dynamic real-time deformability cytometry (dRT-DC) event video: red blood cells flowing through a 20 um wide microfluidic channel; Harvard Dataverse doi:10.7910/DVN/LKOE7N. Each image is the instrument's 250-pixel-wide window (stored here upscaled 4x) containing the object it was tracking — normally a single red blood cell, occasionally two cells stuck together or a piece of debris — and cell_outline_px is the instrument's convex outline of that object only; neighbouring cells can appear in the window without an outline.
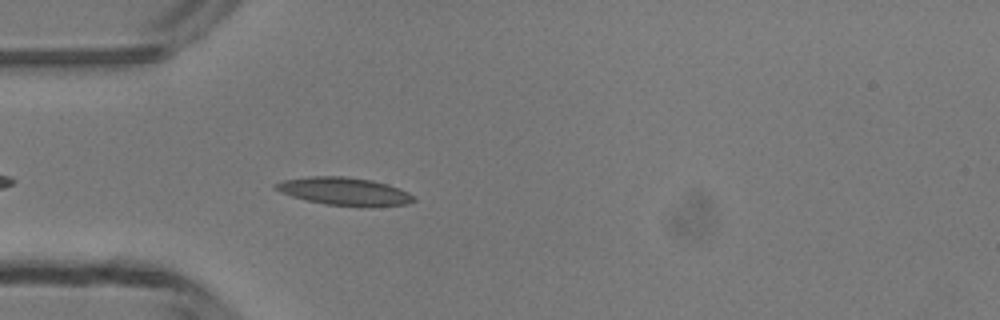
{"species": "common noctule bat (a hibernating species)", "species_latin": "Nyctalus noctula", "temperature_condition": "room temperature", "stored_images_in_passage": 39, "camera_frame_rate_fps": 3000, "um_per_image_px": 0.085, "animal": {"sex": "male", "body_mass_g": 13.3}, "frame": {"image": 1, "passage_image": 4, "time_ms": 1.0, "image_size_px": [1000, 320], "cell_outline_px": [[416, 200], [408, 204], [324, 204], [292, 196], [280, 192], [272, 188], [272, 184], [284, 180], [308, 176], [344, 176], [372, 180], [388, 184], [400, 188], [408, 192]], "centroid_in_image_um": [29.18, 16.21], "position_along_channel_um": 55.8, "area_um2": 21.62}}
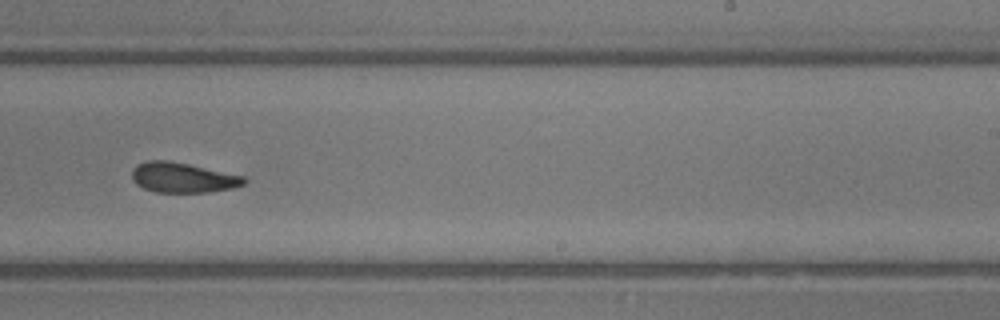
{"frame": {"image": 2, "passage_image": 20, "time_ms": 6.333, "image_size_px": [1000, 320], "cell_outline_px": [[248, 180], [244, 184], [232, 188], [208, 192], [156, 192], [144, 188], [136, 184], [132, 180], [132, 168], [136, 164], [148, 160], [168, 160], [188, 164], [244, 176]], "centroid_in_image_um": [15.51, 15.09], "position_along_channel_um": 273.5, "area_um2": 19.65}}
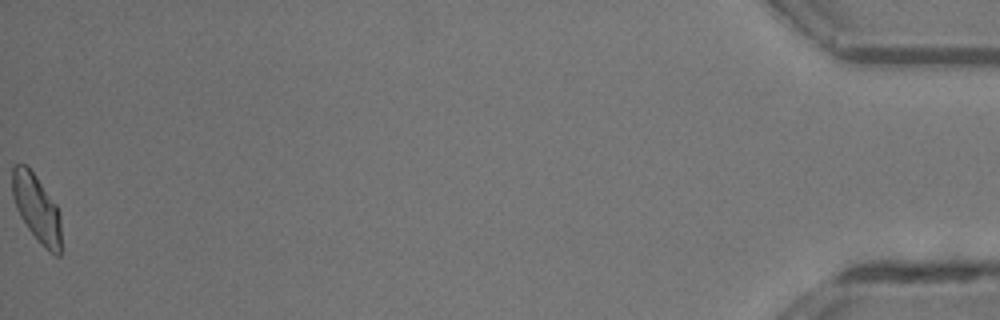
{"frame": {"image": 3, "passage_image": 39, "time_ms": 12.667, "image_size_px": [1000, 320], "cell_outline_px": [[60, 256], [56, 256], [48, 252], [44, 248], [28, 228], [20, 216], [16, 208], [12, 196], [12, 168], [16, 164], [28, 164], [56, 204], [60, 216]], "centroid_in_image_um": [3.1, 17.68], "position_along_channel_um": 432.1, "area_um2": 19.31}, "authors_computed_cell_mechanics": {"area_um2": 19.941, "velocity_mm_per_s": 4.1777, "shape_relaxation_time_tau1_ms": 4.6483, "shape_relaxation_time_tau2_ms": 2.4722, "deformation_change_tau1": 0.159, "deformation_change_tau2": 0.1068}}